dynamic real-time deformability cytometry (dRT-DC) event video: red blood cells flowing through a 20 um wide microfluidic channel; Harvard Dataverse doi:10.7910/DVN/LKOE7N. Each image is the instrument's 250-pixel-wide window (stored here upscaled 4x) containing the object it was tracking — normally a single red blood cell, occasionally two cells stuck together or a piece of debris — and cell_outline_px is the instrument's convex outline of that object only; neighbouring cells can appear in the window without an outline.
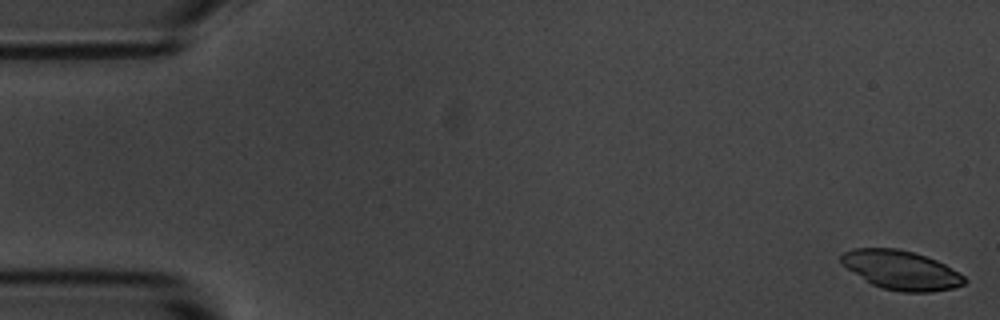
{"species": "common noctule bat (a hibernating species)", "species_latin": "Nyctalus noctula", "temperature_condition": "room temperature", "stored_images_in_passage": 55, "camera_frame_rate_fps": 3000, "um_per_image_px": 0.085, "animal": {"sex": "male", "body_mass_g": 20.1, "forearm_length_mm": 53.5}, "frame": {"image": 1, "passage_image": 1, "time_ms": 0.0, "image_size_px": [1000, 320], "cell_outline_px": [[968, 280], [964, 284], [952, 288], [932, 292], [904, 292], [880, 288], [872, 284], [840, 264], [840, 256], [844, 252], [852, 248], [896, 248], [912, 252], [936, 260], [944, 264], [964, 276]], "centroid_in_image_um": [76.57, 22.96], "position_along_channel_um": 8.4, "area_um2": 27.98}}